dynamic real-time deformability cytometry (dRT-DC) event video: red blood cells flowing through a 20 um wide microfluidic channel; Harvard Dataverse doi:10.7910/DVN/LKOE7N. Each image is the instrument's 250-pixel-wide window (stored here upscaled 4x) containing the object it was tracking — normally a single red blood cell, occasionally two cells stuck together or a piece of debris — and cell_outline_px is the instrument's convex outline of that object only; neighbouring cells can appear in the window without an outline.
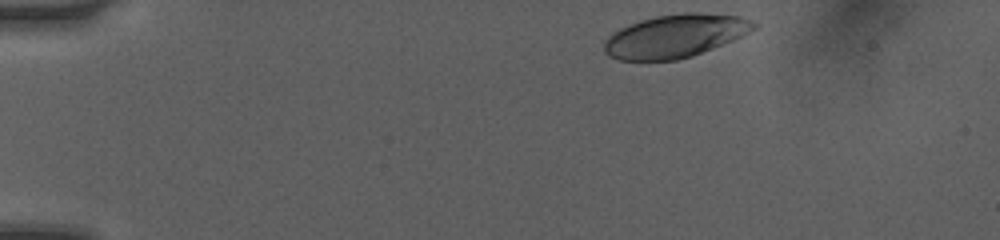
{"species": "human", "species_latin": "Homo sapiens", "temperature_condition": "room temperature", "stored_images_in_passage": 5, "camera_frame_rate_fps": 3000, "um_per_image_px": 0.085, "donor": {"sex": "female"}, "frame": {"image": 1, "passage_image": 1, "time_ms": 0.0, "image_size_px": [1000, 240], "cell_outline_px": [[756, 28], [732, 40], [692, 56], [676, 60], [620, 60], [608, 56], [604, 52], [604, 40], [612, 32], [620, 28], [640, 20], [656, 16], [684, 12], [700, 12], [740, 16], [752, 20], [756, 24]], "centroid_in_image_um": [57.36, 3.05], "position_along_channel_um": 27.6, "area_um2": 37.51}}
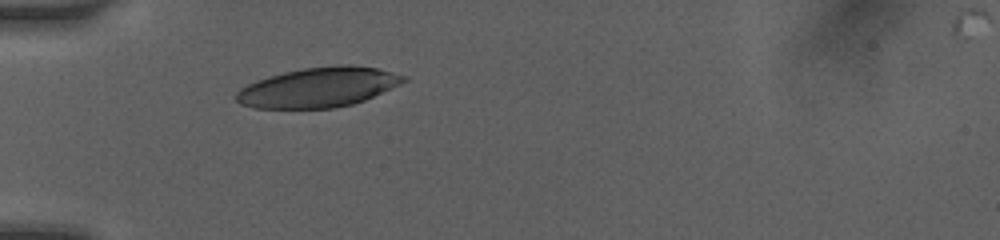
{"frame": {"image": 2, "passage_image": 4, "time_ms": 2.667, "image_size_px": [1000, 240], "cell_outline_px": [[408, 80], [400, 84], [364, 100], [352, 104], [332, 108], [252, 108], [240, 104], [236, 100], [236, 92], [240, 88], [256, 80], [268, 76], [284, 72], [304, 68], [336, 64], [352, 64], [376, 68], [408, 76]], "centroid_in_image_um": [27.06, 7.41], "position_along_channel_um": 57.9, "area_um2": 38.9}}